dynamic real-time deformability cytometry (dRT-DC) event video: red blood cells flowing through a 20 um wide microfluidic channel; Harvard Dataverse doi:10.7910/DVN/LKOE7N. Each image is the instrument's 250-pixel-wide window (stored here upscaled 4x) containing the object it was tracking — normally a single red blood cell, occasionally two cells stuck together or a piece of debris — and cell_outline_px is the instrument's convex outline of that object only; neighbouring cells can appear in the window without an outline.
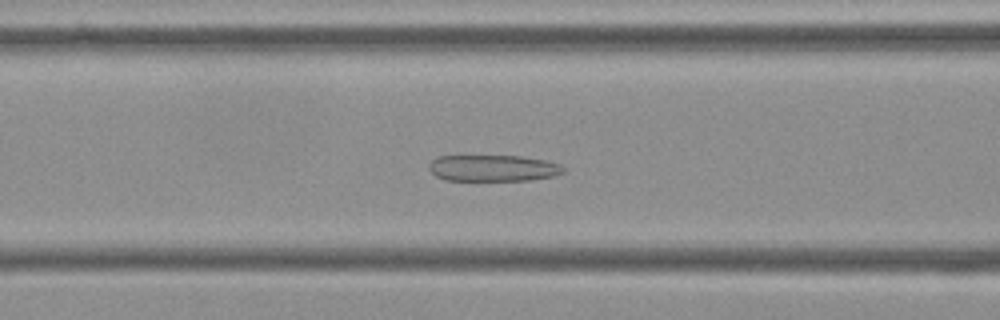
{"species": "Egyptian fruit bat (a non-hibernating species)", "species_latin": "Rousettus aegyptiacus", "temperature_condition": "cold", "stored_images_in_passage": 55, "camera_frame_rate_fps": 3000, "um_per_image_px": 0.085, "frame": {"image": 1, "passage_image": 22, "time_ms": 7.0, "image_size_px": [1000, 320], "cell_outline_px": [[564, 172], [552, 176], [532, 180], [444, 180], [436, 176], [428, 168], [428, 164], [436, 156], [520, 156], [544, 160], [560, 164], [564, 168]], "centroid_in_image_um": [41.88, 14.29], "position_along_channel_um": 124.7, "area_um2": 20.63}}
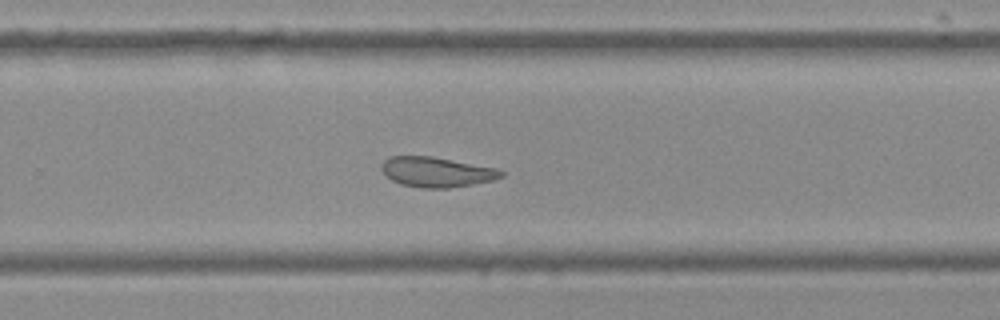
{"frame": {"image": 2, "passage_image": 36, "time_ms": 11.667, "image_size_px": [1000, 320], "cell_outline_px": [[504, 176], [492, 180], [472, 184], [448, 188], [420, 188], [400, 184], [392, 180], [380, 168], [380, 164], [384, 160], [392, 156], [432, 156], [496, 168], [504, 172]], "centroid_in_image_um": [37.09, 14.62], "position_along_channel_um": 292.7, "area_um2": 20.87}}
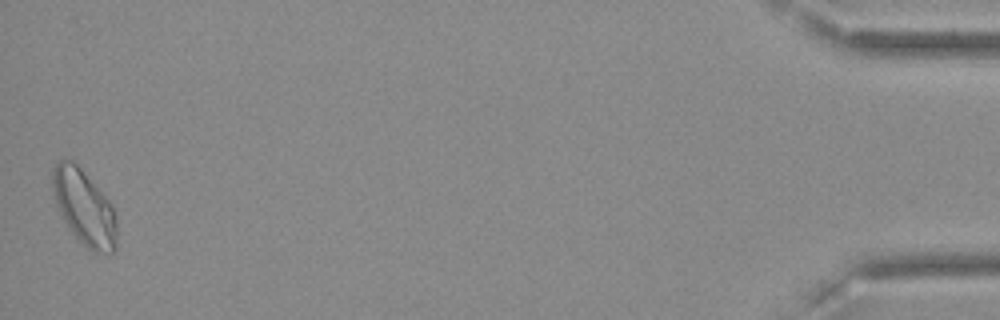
{"frame": {"image": 3, "passage_image": 55, "time_ms": 18.0, "image_size_px": [1000, 320], "cell_outline_px": [[116, 248], [112, 252], [92, 252], [68, 228], [56, 204], [52, 188], [52, 172], [56, 164], [60, 160], [72, 160], [80, 168], [112, 204], [116, 216]], "centroid_in_image_um": [7.16, 17.64], "position_along_channel_um": 428.0, "area_um2": 27.69}, "authors_computed_cell_mechanics": {"area_um2": 22.8888, "velocity_mm_per_s": 3.6042, "shape_relaxation_time_tau1_ms": null, "shape_relaxation_time_tau2_ms": 4.3811, "deformation_change_tau1": null, "deformation_change_tau2": 0.0962}}